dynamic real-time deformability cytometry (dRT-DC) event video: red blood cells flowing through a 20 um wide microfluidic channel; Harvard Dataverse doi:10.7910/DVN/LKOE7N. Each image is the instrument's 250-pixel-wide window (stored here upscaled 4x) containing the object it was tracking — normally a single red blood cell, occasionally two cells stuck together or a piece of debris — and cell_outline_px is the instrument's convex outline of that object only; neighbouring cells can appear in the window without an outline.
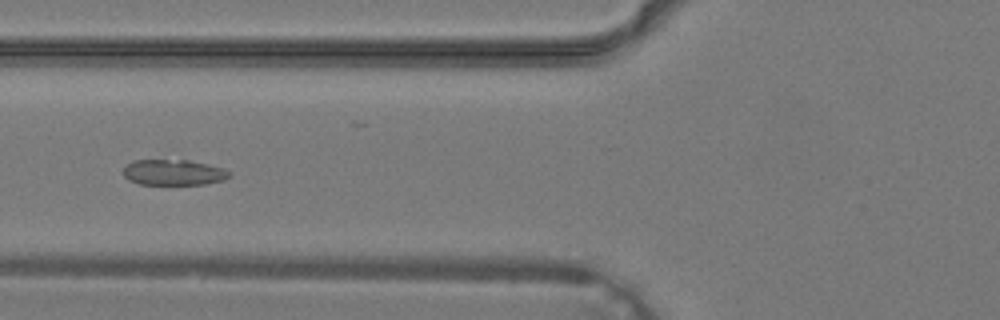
{"species": "common noctule bat (a hibernating species)", "species_latin": "Nyctalus noctula", "temperature_condition": "warm", "stored_images_in_passage": 30, "camera_frame_rate_fps": 3000, "um_per_image_px": 0.085, "animal": {"sex": "male", "body_mass_g": 19.2, "forearm_length_mm": 51.8}, "frame": {"image": 1, "passage_image": 17, "time_ms": 5.333, "image_size_px": [1000, 320], "cell_outline_px": [[232, 176], [224, 180], [204, 184], [140, 184], [128, 180], [124, 176], [124, 168], [132, 160], [188, 160], [208, 164], [224, 168], [232, 172]], "centroid_in_image_um": [14.8, 14.65], "position_along_channel_um": 111.0, "area_um2": 15.95}}
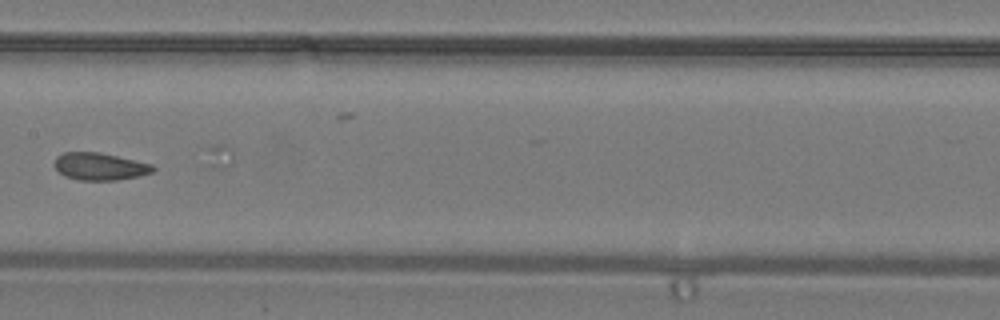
{"frame": {"image": 2, "passage_image": 22, "time_ms": 7.0, "image_size_px": [1000, 320], "cell_outline_px": [[156, 168], [152, 172], [136, 176], [116, 180], [80, 180], [64, 176], [52, 164], [56, 156], [64, 152], [100, 152], [152, 164]], "centroid_in_image_um": [8.44, 14.14], "position_along_channel_um": 199.0, "area_um2": 15.66}}
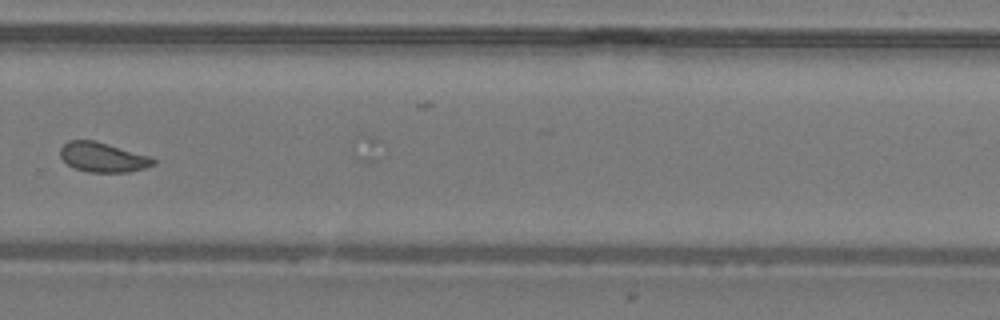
{"frame": {"image": 3, "passage_image": 29, "time_ms": 9.333, "image_size_px": [1000, 320], "cell_outline_px": [[156, 164], [144, 168], [128, 172], [88, 172], [76, 168], [68, 164], [60, 156], [60, 148], [68, 140], [96, 140], [152, 156], [156, 160]], "centroid_in_image_um": [8.78, 13.35], "position_along_channel_um": 321.0, "area_um2": 16.24}}